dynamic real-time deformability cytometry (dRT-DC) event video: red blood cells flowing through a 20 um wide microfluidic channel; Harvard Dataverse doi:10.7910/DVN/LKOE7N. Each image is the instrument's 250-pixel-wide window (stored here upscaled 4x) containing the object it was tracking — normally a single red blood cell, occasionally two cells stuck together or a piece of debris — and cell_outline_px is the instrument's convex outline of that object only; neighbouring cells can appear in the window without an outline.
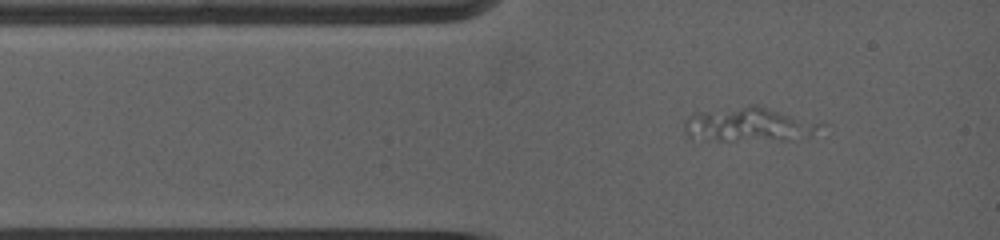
{"species": "common noctule bat (a hibernating species)", "species_latin": "Nyctalus noctula", "temperature_condition": "warm", "stored_images_in_passage": 3, "camera_frame_rate_fps": 5000, "um_per_image_px": 0.085, "animal": {"sex": "female", "body_mass_g": 19.0, "forearm_length_mm": 53.3}, "frame": {"image": 1, "passage_image": 1, "time_ms": 0.0, "image_size_px": [1000, 240], "cell_outline_px": [[828, 124], [808, 136], [788, 140], [704, 140], [688, 136], [684, 132], [684, 120], [688, 116], [696, 112], [752, 104], [756, 104], [824, 120]], "centroid_in_image_um": [63.78, 10.56], "position_along_channel_um": 21.2, "area_um2": 28.26}}